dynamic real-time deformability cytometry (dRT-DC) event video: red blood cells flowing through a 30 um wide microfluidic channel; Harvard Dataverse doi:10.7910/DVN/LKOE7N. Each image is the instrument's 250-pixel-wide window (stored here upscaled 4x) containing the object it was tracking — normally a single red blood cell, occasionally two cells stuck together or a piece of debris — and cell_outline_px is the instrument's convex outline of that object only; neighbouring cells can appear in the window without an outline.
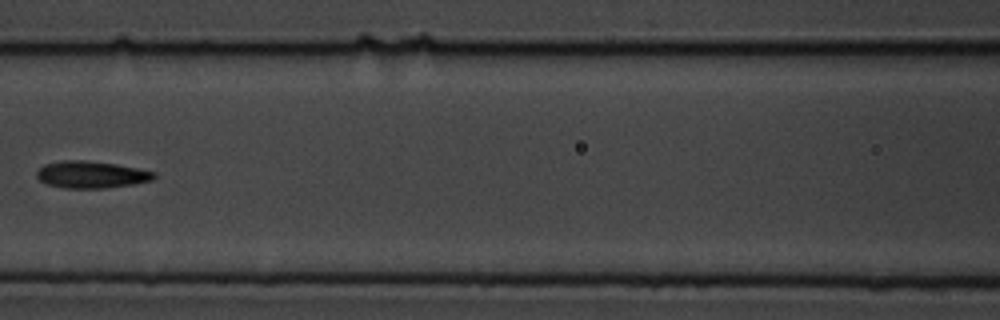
{"species": "common noctule bat (a hibernating species)", "species_latin": "Nyctalus noctula", "temperature_condition": "cold", "stored_images_in_passage": 15, "camera_frame_rate_fps": 3000, "um_per_image_px": 0.085, "animal": {"sex": "male", "body_mass_g": 19.5, "forearm_length_mm": 54.6}, "frame": {"image": 1, "passage_image": 7, "time_ms": 19.667, "image_size_px": [1000, 320], "cell_outline_px": [[156, 176], [152, 180], [132, 184], [104, 188], [64, 188], [48, 184], [40, 180], [36, 176], [36, 172], [44, 164], [64, 160], [84, 160], [116, 164], [156, 172]], "centroid_in_image_um": [7.75, 14.84], "position_along_channel_um": 158.9, "area_um2": 18.32}}
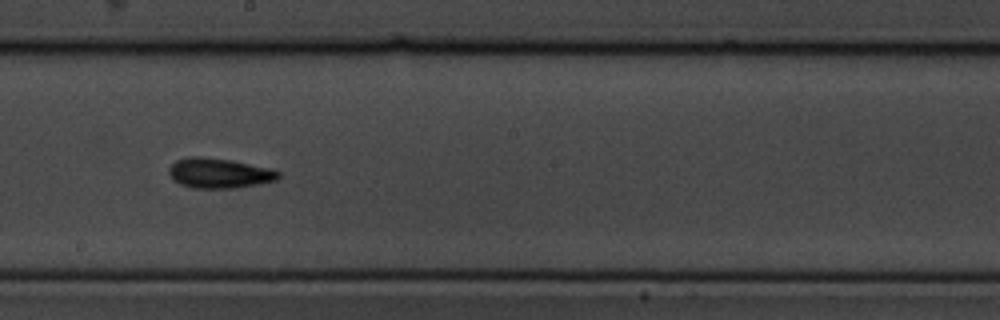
{"frame": {"image": 2, "passage_image": 9, "time_ms": 21.667, "image_size_px": [1000, 320], "cell_outline_px": [[280, 176], [276, 180], [260, 184], [236, 188], [192, 188], [180, 184], [172, 180], [168, 172], [168, 168], [176, 160], [188, 156], [200, 156], [228, 160], [272, 168], [280, 172]], "centroid_in_image_um": [18.61, 14.72], "position_along_channel_um": 229.6, "area_um2": 19.31}}
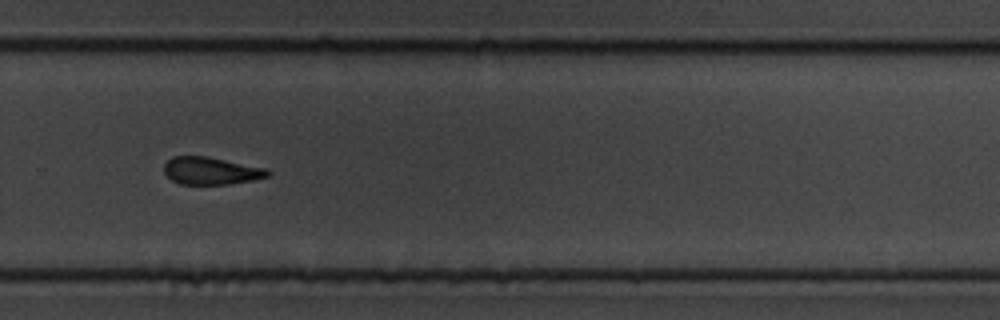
{"frame": {"image": 3, "passage_image": 11, "time_ms": 24.0, "image_size_px": [1000, 320], "cell_outline_px": [[272, 172], [268, 176], [256, 180], [228, 184], [180, 184], [172, 180], [164, 172], [164, 164], [172, 156], [208, 156], [268, 168]], "centroid_in_image_um": [17.98, 14.51], "position_along_channel_um": 311.8, "area_um2": 16.82}, "authors_computed_cell_mechanics": {"area_um2": 18.3226, "velocity_mm_per_s": 3.534, "shape_relaxation_time_tau1_ms": 0.159, "shape_relaxation_time_tau2_ms": null, "deformation_change_tau1": 0.0574, "deformation_change_tau2": null}}